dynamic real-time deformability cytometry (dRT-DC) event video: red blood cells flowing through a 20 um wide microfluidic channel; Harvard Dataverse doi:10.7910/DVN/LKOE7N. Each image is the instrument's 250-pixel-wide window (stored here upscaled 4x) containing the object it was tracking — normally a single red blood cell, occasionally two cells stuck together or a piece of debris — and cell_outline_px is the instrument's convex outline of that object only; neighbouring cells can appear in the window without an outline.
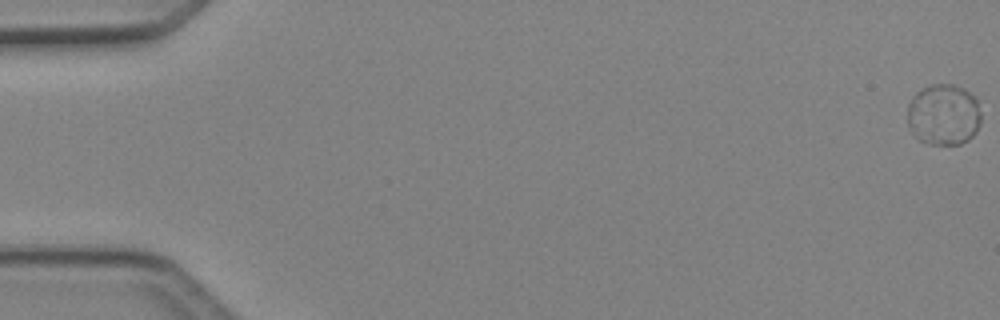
{"species": "Egyptian fruit bat (a non-hibernating species)", "species_latin": "Rousettus aegyptiacus", "temperature_condition": "cold", "stored_images_in_passage": 50, "camera_frame_rate_fps": 3000, "um_per_image_px": 0.085, "animal": {"sex": "female"}, "frame": {"image": 1, "passage_image": 1, "time_ms": 0.0, "image_size_px": [1000, 320], "cell_outline_px": [[980, 124], [976, 132], [968, 140], [960, 144], [932, 144], [920, 140], [912, 132], [908, 124], [908, 104], [916, 92], [932, 84], [952, 84], [964, 88], [976, 100], [980, 112]], "centroid_in_image_um": [80.21, 9.74], "position_along_channel_um": 4.8, "area_um2": 26.13}}
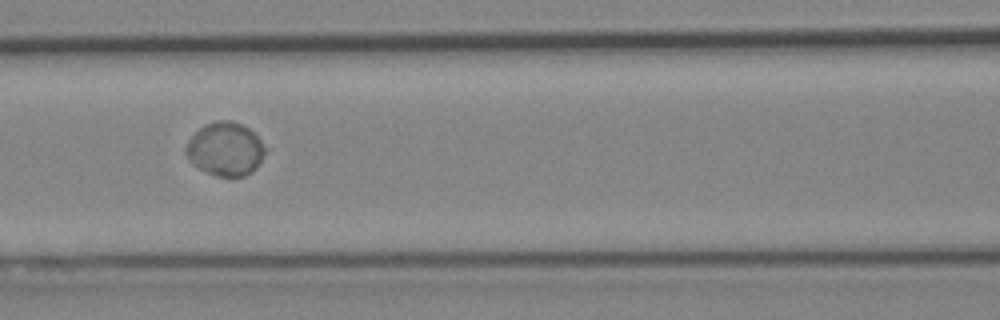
{"frame": {"image": 2, "passage_image": 23, "time_ms": 7.333, "image_size_px": [1000, 320], "cell_outline_px": [[264, 152], [256, 168], [252, 172], [244, 176], [216, 176], [192, 164], [184, 148], [188, 140], [204, 124], [216, 120], [228, 120], [240, 124], [248, 128], [260, 140], [264, 148]], "centroid_in_image_um": [19.12, 12.66], "position_along_channel_um": 147.5, "area_um2": 24.28}}
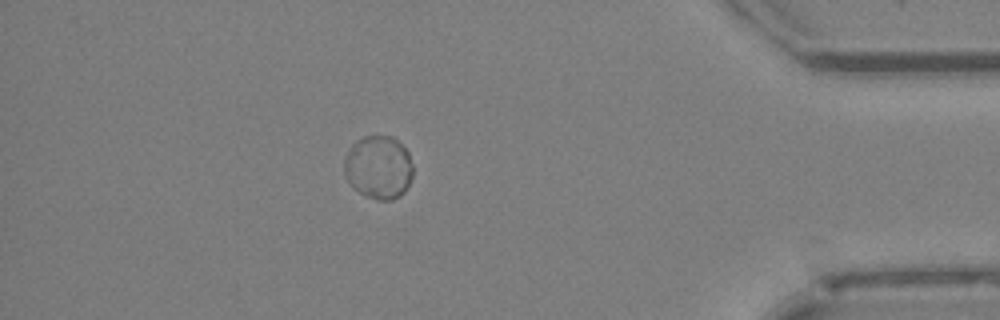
{"frame": {"image": 3, "passage_image": 44, "time_ms": 14.333, "image_size_px": [1000, 320], "cell_outline_px": [[412, 176], [404, 192], [392, 200], [376, 200], [352, 188], [344, 172], [344, 160], [352, 144], [356, 140], [364, 136], [392, 136], [408, 152], [412, 164]], "centroid_in_image_um": [32.16, 14.22], "position_along_channel_um": 403.0, "area_um2": 25.2}, "authors_computed_cell_mechanics": {"area_um2": 25.2875, "velocity_mm_per_s": 4.2132, "shape_relaxation_time_tau1_ms": 1.8793, "shape_relaxation_time_tau2_ms": null, "deformation_change_tau1": 0.0301, "deformation_change_tau2": null}}